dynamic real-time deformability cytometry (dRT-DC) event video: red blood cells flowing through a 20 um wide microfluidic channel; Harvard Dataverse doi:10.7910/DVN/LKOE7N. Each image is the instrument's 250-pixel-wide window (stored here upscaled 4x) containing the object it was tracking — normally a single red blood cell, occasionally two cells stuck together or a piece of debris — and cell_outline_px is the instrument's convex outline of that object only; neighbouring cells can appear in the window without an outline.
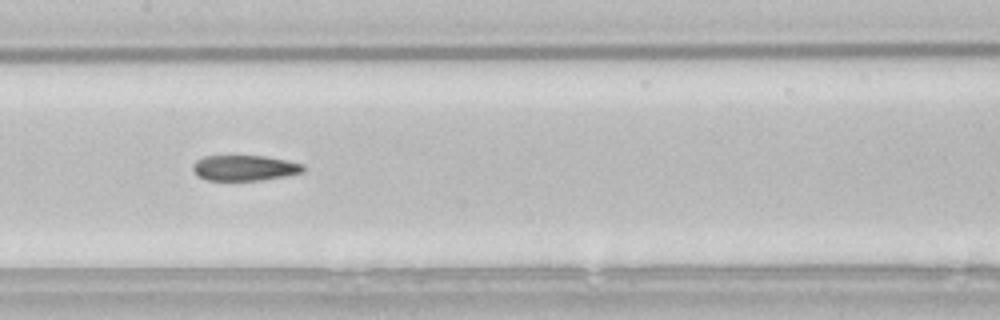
{"species": "common noctule bat (a hibernating species)", "species_latin": "Nyctalus noctula", "temperature_condition": "room temperature", "stored_images_in_passage": 35, "camera_frame_rate_fps": 3000, "um_per_image_px": 0.085, "animal": {"sex": "male", "body_mass_g": 21.5, "forearm_length_mm": 52.0}, "frame": {"image": 1, "passage_image": 16, "time_ms": 5.0, "image_size_px": [1000, 320], "cell_outline_px": [[304, 172], [284, 176], [260, 180], [208, 180], [196, 176], [192, 172], [192, 164], [196, 160], [204, 156], [264, 156], [304, 164]], "centroid_in_image_um": [20.73, 14.27], "position_along_channel_um": 186.7, "area_um2": 16.42}}